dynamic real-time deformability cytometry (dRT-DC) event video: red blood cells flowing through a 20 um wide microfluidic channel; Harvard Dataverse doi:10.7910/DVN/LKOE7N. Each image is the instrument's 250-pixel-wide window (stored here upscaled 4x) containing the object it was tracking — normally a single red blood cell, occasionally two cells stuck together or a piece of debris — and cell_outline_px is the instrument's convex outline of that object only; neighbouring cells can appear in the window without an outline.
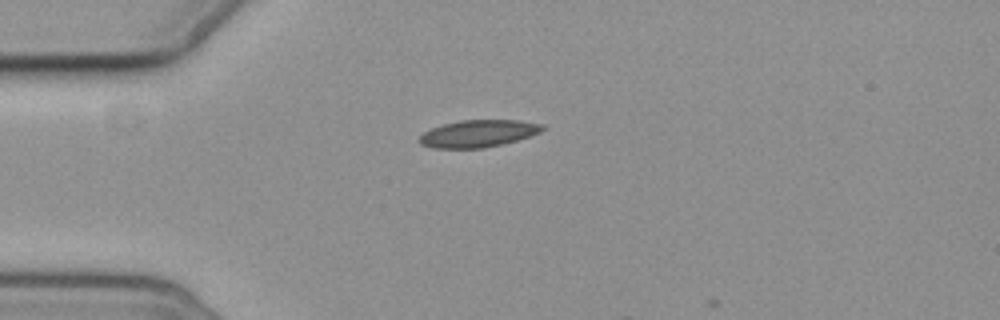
{"species": "common noctule bat (a hibernating species)", "species_latin": "Nyctalus noctula", "temperature_condition": "cold", "stored_images_in_passage": 2, "camera_frame_rate_fps": 3000, "um_per_image_px": 0.085, "animal": {"sex": "female", "body_mass_g": 19.3, "forearm_length_mm": 54.1}, "frame": {"image": 1, "passage_image": 1, "time_ms": 0.0, "image_size_px": [1000, 320], "cell_outline_px": [[548, 128], [540, 132], [516, 140], [484, 148], [432, 148], [420, 144], [420, 136], [424, 132], [432, 128], [444, 124], [460, 120], [520, 120], [544, 124]], "centroid_in_image_um": [40.68, 11.34], "position_along_channel_um": 44.3, "area_um2": 19.42}}